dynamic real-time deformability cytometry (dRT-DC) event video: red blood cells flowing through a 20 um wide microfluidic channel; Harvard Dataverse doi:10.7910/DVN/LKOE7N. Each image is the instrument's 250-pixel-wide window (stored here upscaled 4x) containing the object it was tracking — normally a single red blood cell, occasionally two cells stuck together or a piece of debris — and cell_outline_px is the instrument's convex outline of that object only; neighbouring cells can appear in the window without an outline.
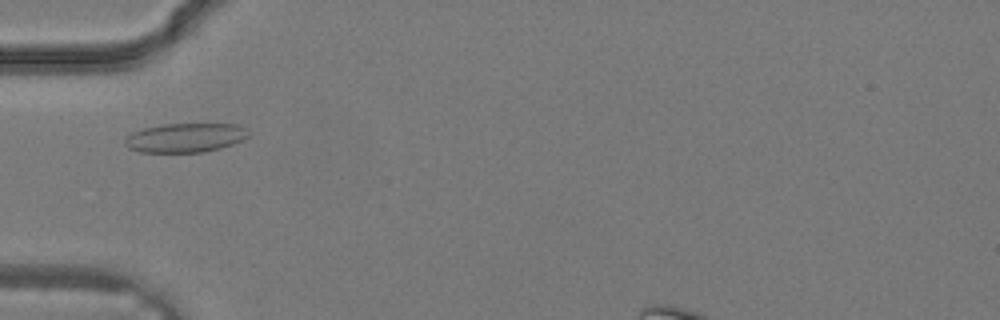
{"species": "common noctule bat (a hibernating species)", "species_latin": "Nyctalus noctula", "temperature_condition": "warm", "stored_images_in_passage": 28, "camera_frame_rate_fps": 3000, "um_per_image_px": 0.085, "animal": {"sex": "male", "body_mass_g": 19.2, "forearm_length_mm": 51.8}, "frame": {"image": 1, "passage_image": 7, "time_ms": 2.0, "image_size_px": [1000, 320], "cell_outline_px": [[248, 136], [244, 140], [220, 148], [204, 152], [140, 152], [128, 148], [124, 144], [124, 136], [132, 132], [144, 128], [164, 124], [236, 124], [244, 128], [248, 132]], "centroid_in_image_um": [15.71, 11.71], "position_along_channel_um": 69.3, "area_um2": 21.04}}
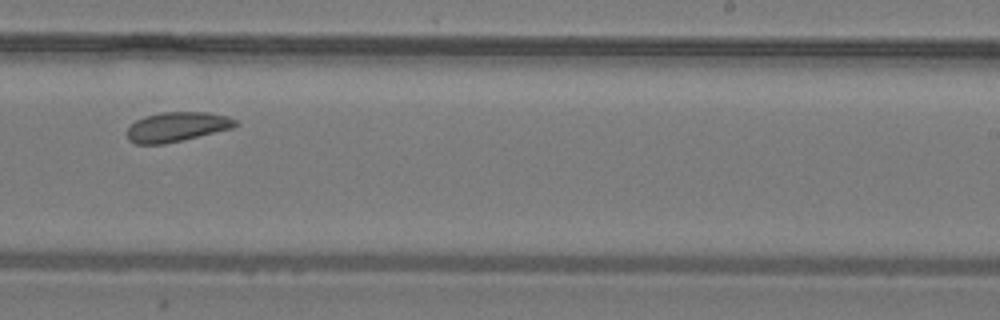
{"frame": {"image": 2, "passage_image": 17, "time_ms": 5.333, "image_size_px": [1000, 320], "cell_outline_px": [[236, 124], [232, 128], [184, 140], [164, 144], [136, 144], [128, 140], [128, 128], [136, 120], [144, 116], [160, 112], [208, 112], [228, 116], [236, 120]], "centroid_in_image_um": [15.02, 10.78], "position_along_channel_um": 274.0, "area_um2": 18.67}}
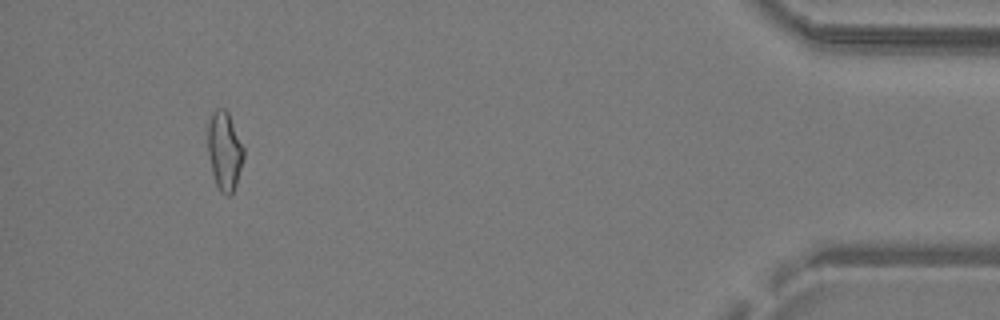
{"frame": {"image": 3, "passage_image": 27, "time_ms": 8.667, "image_size_px": [1000, 320], "cell_outline_px": [[244, 156], [236, 184], [232, 192], [228, 196], [224, 196], [220, 192], [216, 184], [212, 172], [208, 152], [208, 124], [212, 112], [216, 108], [224, 108], [228, 112], [244, 148]], "centroid_in_image_um": [19.08, 12.82], "position_along_channel_um": 416.1, "area_um2": 16.36}}